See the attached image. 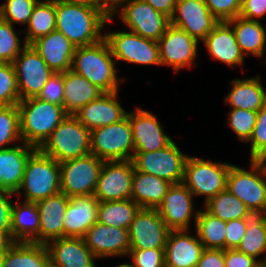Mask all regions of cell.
I'll use <instances>...</instances> for the list:
<instances>
[{"instance_id": "6da1fadb", "label": "cell", "mask_w": 266, "mask_h": 267, "mask_svg": "<svg viewBox=\"0 0 266 267\" xmlns=\"http://www.w3.org/2000/svg\"><path fill=\"white\" fill-rule=\"evenodd\" d=\"M55 29L76 47L90 46L104 38L103 26L113 21L103 6H82L55 1Z\"/></svg>"}, {"instance_id": "7a4b0ae2", "label": "cell", "mask_w": 266, "mask_h": 267, "mask_svg": "<svg viewBox=\"0 0 266 267\" xmlns=\"http://www.w3.org/2000/svg\"><path fill=\"white\" fill-rule=\"evenodd\" d=\"M116 60L112 55L108 42L103 38L100 42L76 47L71 69L83 76L104 93L117 92L120 81L116 71Z\"/></svg>"}, {"instance_id": "3957f363", "label": "cell", "mask_w": 266, "mask_h": 267, "mask_svg": "<svg viewBox=\"0 0 266 267\" xmlns=\"http://www.w3.org/2000/svg\"><path fill=\"white\" fill-rule=\"evenodd\" d=\"M21 142L39 149L68 116L63 106L37 97L18 104Z\"/></svg>"}, {"instance_id": "277c9868", "label": "cell", "mask_w": 266, "mask_h": 267, "mask_svg": "<svg viewBox=\"0 0 266 267\" xmlns=\"http://www.w3.org/2000/svg\"><path fill=\"white\" fill-rule=\"evenodd\" d=\"M226 189L241 200L252 214L266 215V162L250 160L248 171L231 165Z\"/></svg>"}, {"instance_id": "5b68a950", "label": "cell", "mask_w": 266, "mask_h": 267, "mask_svg": "<svg viewBox=\"0 0 266 267\" xmlns=\"http://www.w3.org/2000/svg\"><path fill=\"white\" fill-rule=\"evenodd\" d=\"M60 180V164L37 149L27 161L22 183L15 194L20 197L23 188L24 201L38 202L58 194Z\"/></svg>"}, {"instance_id": "8992f818", "label": "cell", "mask_w": 266, "mask_h": 267, "mask_svg": "<svg viewBox=\"0 0 266 267\" xmlns=\"http://www.w3.org/2000/svg\"><path fill=\"white\" fill-rule=\"evenodd\" d=\"M58 163L91 153L90 131L74 115H68L39 148Z\"/></svg>"}, {"instance_id": "52a82bcc", "label": "cell", "mask_w": 266, "mask_h": 267, "mask_svg": "<svg viewBox=\"0 0 266 267\" xmlns=\"http://www.w3.org/2000/svg\"><path fill=\"white\" fill-rule=\"evenodd\" d=\"M232 164L188 156L182 183L193 196H204L205 203L226 190L227 176Z\"/></svg>"}, {"instance_id": "ba28073f", "label": "cell", "mask_w": 266, "mask_h": 267, "mask_svg": "<svg viewBox=\"0 0 266 267\" xmlns=\"http://www.w3.org/2000/svg\"><path fill=\"white\" fill-rule=\"evenodd\" d=\"M90 140L91 154L103 161H127L133 158V133L127 116L118 123L93 129L90 131Z\"/></svg>"}, {"instance_id": "9c48e42d", "label": "cell", "mask_w": 266, "mask_h": 267, "mask_svg": "<svg viewBox=\"0 0 266 267\" xmlns=\"http://www.w3.org/2000/svg\"><path fill=\"white\" fill-rule=\"evenodd\" d=\"M117 12L131 32L156 42L170 25V19L167 16L143 0L121 1L110 11V17L113 19Z\"/></svg>"}, {"instance_id": "30bf717a", "label": "cell", "mask_w": 266, "mask_h": 267, "mask_svg": "<svg viewBox=\"0 0 266 267\" xmlns=\"http://www.w3.org/2000/svg\"><path fill=\"white\" fill-rule=\"evenodd\" d=\"M103 160L93 154L62 161L60 192L67 197L94 195Z\"/></svg>"}, {"instance_id": "8fae6325", "label": "cell", "mask_w": 266, "mask_h": 267, "mask_svg": "<svg viewBox=\"0 0 266 267\" xmlns=\"http://www.w3.org/2000/svg\"><path fill=\"white\" fill-rule=\"evenodd\" d=\"M187 157L172 141L168 146L154 152L134 153L132 162L136 171L154 175L172 184H180Z\"/></svg>"}, {"instance_id": "7c38bea8", "label": "cell", "mask_w": 266, "mask_h": 267, "mask_svg": "<svg viewBox=\"0 0 266 267\" xmlns=\"http://www.w3.org/2000/svg\"><path fill=\"white\" fill-rule=\"evenodd\" d=\"M104 39L108 42L116 63L122 60L134 64L161 65L156 41L131 31H109L104 33Z\"/></svg>"}, {"instance_id": "4fadbf2b", "label": "cell", "mask_w": 266, "mask_h": 267, "mask_svg": "<svg viewBox=\"0 0 266 267\" xmlns=\"http://www.w3.org/2000/svg\"><path fill=\"white\" fill-rule=\"evenodd\" d=\"M20 101L37 97L54 73L32 45H25L13 61Z\"/></svg>"}, {"instance_id": "5bb4252c", "label": "cell", "mask_w": 266, "mask_h": 267, "mask_svg": "<svg viewBox=\"0 0 266 267\" xmlns=\"http://www.w3.org/2000/svg\"><path fill=\"white\" fill-rule=\"evenodd\" d=\"M133 173L132 160L104 161L94 197L99 202L131 199Z\"/></svg>"}, {"instance_id": "9a60e30c", "label": "cell", "mask_w": 266, "mask_h": 267, "mask_svg": "<svg viewBox=\"0 0 266 267\" xmlns=\"http://www.w3.org/2000/svg\"><path fill=\"white\" fill-rule=\"evenodd\" d=\"M157 43L162 66H172L176 73L181 68L197 66L194 60L198 55L199 41L185 31L170 24Z\"/></svg>"}, {"instance_id": "2e32d148", "label": "cell", "mask_w": 266, "mask_h": 267, "mask_svg": "<svg viewBox=\"0 0 266 267\" xmlns=\"http://www.w3.org/2000/svg\"><path fill=\"white\" fill-rule=\"evenodd\" d=\"M169 232L157 209H140L128 228L130 249L165 248Z\"/></svg>"}, {"instance_id": "e0dca14e", "label": "cell", "mask_w": 266, "mask_h": 267, "mask_svg": "<svg viewBox=\"0 0 266 267\" xmlns=\"http://www.w3.org/2000/svg\"><path fill=\"white\" fill-rule=\"evenodd\" d=\"M219 21L204 0H177L170 24L203 41Z\"/></svg>"}, {"instance_id": "ac0fdd59", "label": "cell", "mask_w": 266, "mask_h": 267, "mask_svg": "<svg viewBox=\"0 0 266 267\" xmlns=\"http://www.w3.org/2000/svg\"><path fill=\"white\" fill-rule=\"evenodd\" d=\"M126 116L132 127L134 153L154 152L173 141L153 113L138 107Z\"/></svg>"}, {"instance_id": "d6986e66", "label": "cell", "mask_w": 266, "mask_h": 267, "mask_svg": "<svg viewBox=\"0 0 266 267\" xmlns=\"http://www.w3.org/2000/svg\"><path fill=\"white\" fill-rule=\"evenodd\" d=\"M193 194L183 184H172L157 208L160 217L170 230H190L191 219L196 222L199 210L194 212Z\"/></svg>"}, {"instance_id": "ffe728a7", "label": "cell", "mask_w": 266, "mask_h": 267, "mask_svg": "<svg viewBox=\"0 0 266 267\" xmlns=\"http://www.w3.org/2000/svg\"><path fill=\"white\" fill-rule=\"evenodd\" d=\"M89 250L99 259L127 256L130 250L128 229L96 222L83 237Z\"/></svg>"}, {"instance_id": "44dd1931", "label": "cell", "mask_w": 266, "mask_h": 267, "mask_svg": "<svg viewBox=\"0 0 266 267\" xmlns=\"http://www.w3.org/2000/svg\"><path fill=\"white\" fill-rule=\"evenodd\" d=\"M103 93L83 106L74 116L89 131L115 124L124 119L127 111L118 102V93Z\"/></svg>"}, {"instance_id": "7402d4cb", "label": "cell", "mask_w": 266, "mask_h": 267, "mask_svg": "<svg viewBox=\"0 0 266 267\" xmlns=\"http://www.w3.org/2000/svg\"><path fill=\"white\" fill-rule=\"evenodd\" d=\"M170 230L164 249L165 267H196L204 250L196 232Z\"/></svg>"}, {"instance_id": "603a6c76", "label": "cell", "mask_w": 266, "mask_h": 267, "mask_svg": "<svg viewBox=\"0 0 266 267\" xmlns=\"http://www.w3.org/2000/svg\"><path fill=\"white\" fill-rule=\"evenodd\" d=\"M45 245L49 260L59 267H97L95 261L98 258L89 250L83 238L61 237Z\"/></svg>"}, {"instance_id": "cb8c5ba5", "label": "cell", "mask_w": 266, "mask_h": 267, "mask_svg": "<svg viewBox=\"0 0 266 267\" xmlns=\"http://www.w3.org/2000/svg\"><path fill=\"white\" fill-rule=\"evenodd\" d=\"M98 203L94 195L70 197L63 220L64 237L83 238L97 222Z\"/></svg>"}, {"instance_id": "d4e9b609", "label": "cell", "mask_w": 266, "mask_h": 267, "mask_svg": "<svg viewBox=\"0 0 266 267\" xmlns=\"http://www.w3.org/2000/svg\"><path fill=\"white\" fill-rule=\"evenodd\" d=\"M31 45L54 73L71 69L76 46L60 31L55 29Z\"/></svg>"}, {"instance_id": "484cf974", "label": "cell", "mask_w": 266, "mask_h": 267, "mask_svg": "<svg viewBox=\"0 0 266 267\" xmlns=\"http://www.w3.org/2000/svg\"><path fill=\"white\" fill-rule=\"evenodd\" d=\"M0 150V189L16 193L23 180L29 157L37 148L22 142Z\"/></svg>"}, {"instance_id": "4316f807", "label": "cell", "mask_w": 266, "mask_h": 267, "mask_svg": "<svg viewBox=\"0 0 266 267\" xmlns=\"http://www.w3.org/2000/svg\"><path fill=\"white\" fill-rule=\"evenodd\" d=\"M202 42L212 59L224 62L230 67L243 65L244 55L228 22H219Z\"/></svg>"}, {"instance_id": "83f0119b", "label": "cell", "mask_w": 266, "mask_h": 267, "mask_svg": "<svg viewBox=\"0 0 266 267\" xmlns=\"http://www.w3.org/2000/svg\"><path fill=\"white\" fill-rule=\"evenodd\" d=\"M68 203L69 197L61 192L36 202L40 216V244L64 237L63 220Z\"/></svg>"}, {"instance_id": "f1b7e54d", "label": "cell", "mask_w": 266, "mask_h": 267, "mask_svg": "<svg viewBox=\"0 0 266 267\" xmlns=\"http://www.w3.org/2000/svg\"><path fill=\"white\" fill-rule=\"evenodd\" d=\"M40 216L36 202L13 203L10 239L12 242L39 243Z\"/></svg>"}, {"instance_id": "f546056e", "label": "cell", "mask_w": 266, "mask_h": 267, "mask_svg": "<svg viewBox=\"0 0 266 267\" xmlns=\"http://www.w3.org/2000/svg\"><path fill=\"white\" fill-rule=\"evenodd\" d=\"M229 94L224 98L231 109L258 112L266 104V91L260 75L247 79H234Z\"/></svg>"}, {"instance_id": "4dcf8cb0", "label": "cell", "mask_w": 266, "mask_h": 267, "mask_svg": "<svg viewBox=\"0 0 266 267\" xmlns=\"http://www.w3.org/2000/svg\"><path fill=\"white\" fill-rule=\"evenodd\" d=\"M171 186L172 183L165 179L134 169L131 199L141 209H157Z\"/></svg>"}, {"instance_id": "1f68e13d", "label": "cell", "mask_w": 266, "mask_h": 267, "mask_svg": "<svg viewBox=\"0 0 266 267\" xmlns=\"http://www.w3.org/2000/svg\"><path fill=\"white\" fill-rule=\"evenodd\" d=\"M103 93L96 85L72 70L64 72L63 107L68 115L76 114Z\"/></svg>"}, {"instance_id": "d6a6232c", "label": "cell", "mask_w": 266, "mask_h": 267, "mask_svg": "<svg viewBox=\"0 0 266 267\" xmlns=\"http://www.w3.org/2000/svg\"><path fill=\"white\" fill-rule=\"evenodd\" d=\"M232 26L242 54L262 58L265 52L266 31L260 21L247 20L240 16L228 21Z\"/></svg>"}, {"instance_id": "836d02e7", "label": "cell", "mask_w": 266, "mask_h": 267, "mask_svg": "<svg viewBox=\"0 0 266 267\" xmlns=\"http://www.w3.org/2000/svg\"><path fill=\"white\" fill-rule=\"evenodd\" d=\"M49 253L45 244L13 242L2 254V267H45Z\"/></svg>"}, {"instance_id": "e575fe53", "label": "cell", "mask_w": 266, "mask_h": 267, "mask_svg": "<svg viewBox=\"0 0 266 267\" xmlns=\"http://www.w3.org/2000/svg\"><path fill=\"white\" fill-rule=\"evenodd\" d=\"M55 25V0H39L34 6L27 23L24 43L31 45L37 39L53 32L55 30Z\"/></svg>"}, {"instance_id": "d590c367", "label": "cell", "mask_w": 266, "mask_h": 267, "mask_svg": "<svg viewBox=\"0 0 266 267\" xmlns=\"http://www.w3.org/2000/svg\"><path fill=\"white\" fill-rule=\"evenodd\" d=\"M141 207L132 199L98 203L97 222L128 229Z\"/></svg>"}, {"instance_id": "8d00e7d4", "label": "cell", "mask_w": 266, "mask_h": 267, "mask_svg": "<svg viewBox=\"0 0 266 267\" xmlns=\"http://www.w3.org/2000/svg\"><path fill=\"white\" fill-rule=\"evenodd\" d=\"M204 206L207 213L226 222L234 219L251 218L254 215L241 200L227 189L208 200Z\"/></svg>"}, {"instance_id": "74e56055", "label": "cell", "mask_w": 266, "mask_h": 267, "mask_svg": "<svg viewBox=\"0 0 266 267\" xmlns=\"http://www.w3.org/2000/svg\"><path fill=\"white\" fill-rule=\"evenodd\" d=\"M196 234L204 249H225L226 221L199 210L194 224Z\"/></svg>"}, {"instance_id": "f35d334b", "label": "cell", "mask_w": 266, "mask_h": 267, "mask_svg": "<svg viewBox=\"0 0 266 267\" xmlns=\"http://www.w3.org/2000/svg\"><path fill=\"white\" fill-rule=\"evenodd\" d=\"M266 215H253L248 220L245 235L241 239L237 250L258 260L266 255ZM258 257V258H257Z\"/></svg>"}, {"instance_id": "ab89813d", "label": "cell", "mask_w": 266, "mask_h": 267, "mask_svg": "<svg viewBox=\"0 0 266 267\" xmlns=\"http://www.w3.org/2000/svg\"><path fill=\"white\" fill-rule=\"evenodd\" d=\"M20 122L18 105L0 106V150L16 146L20 142ZM7 146V147H5Z\"/></svg>"}, {"instance_id": "60d3db41", "label": "cell", "mask_w": 266, "mask_h": 267, "mask_svg": "<svg viewBox=\"0 0 266 267\" xmlns=\"http://www.w3.org/2000/svg\"><path fill=\"white\" fill-rule=\"evenodd\" d=\"M21 39L14 30V26L0 18V63H13L22 51Z\"/></svg>"}, {"instance_id": "b9f144b4", "label": "cell", "mask_w": 266, "mask_h": 267, "mask_svg": "<svg viewBox=\"0 0 266 267\" xmlns=\"http://www.w3.org/2000/svg\"><path fill=\"white\" fill-rule=\"evenodd\" d=\"M39 0H7L0 5V18L8 23L27 25L34 6Z\"/></svg>"}, {"instance_id": "7bdbcfd3", "label": "cell", "mask_w": 266, "mask_h": 267, "mask_svg": "<svg viewBox=\"0 0 266 267\" xmlns=\"http://www.w3.org/2000/svg\"><path fill=\"white\" fill-rule=\"evenodd\" d=\"M19 102L14 66L12 63H0V106L17 105Z\"/></svg>"}, {"instance_id": "ee69618b", "label": "cell", "mask_w": 266, "mask_h": 267, "mask_svg": "<svg viewBox=\"0 0 266 267\" xmlns=\"http://www.w3.org/2000/svg\"><path fill=\"white\" fill-rule=\"evenodd\" d=\"M228 126L241 141L248 142L257 120V112L231 109L228 113Z\"/></svg>"}, {"instance_id": "f6af8a7d", "label": "cell", "mask_w": 266, "mask_h": 267, "mask_svg": "<svg viewBox=\"0 0 266 267\" xmlns=\"http://www.w3.org/2000/svg\"><path fill=\"white\" fill-rule=\"evenodd\" d=\"M251 142L250 160H263L266 157V104L257 112V120Z\"/></svg>"}, {"instance_id": "bcb514c9", "label": "cell", "mask_w": 266, "mask_h": 267, "mask_svg": "<svg viewBox=\"0 0 266 267\" xmlns=\"http://www.w3.org/2000/svg\"><path fill=\"white\" fill-rule=\"evenodd\" d=\"M164 249H130L127 256L134 267H165Z\"/></svg>"}, {"instance_id": "7dc6e473", "label": "cell", "mask_w": 266, "mask_h": 267, "mask_svg": "<svg viewBox=\"0 0 266 267\" xmlns=\"http://www.w3.org/2000/svg\"><path fill=\"white\" fill-rule=\"evenodd\" d=\"M211 14L219 22H228L239 16L242 0H204Z\"/></svg>"}, {"instance_id": "c3c4849f", "label": "cell", "mask_w": 266, "mask_h": 267, "mask_svg": "<svg viewBox=\"0 0 266 267\" xmlns=\"http://www.w3.org/2000/svg\"><path fill=\"white\" fill-rule=\"evenodd\" d=\"M37 98L63 106L64 73H52Z\"/></svg>"}, {"instance_id": "681fc988", "label": "cell", "mask_w": 266, "mask_h": 267, "mask_svg": "<svg viewBox=\"0 0 266 267\" xmlns=\"http://www.w3.org/2000/svg\"><path fill=\"white\" fill-rule=\"evenodd\" d=\"M250 218L234 219L226 222L225 250L237 249L245 235Z\"/></svg>"}, {"instance_id": "f907efd6", "label": "cell", "mask_w": 266, "mask_h": 267, "mask_svg": "<svg viewBox=\"0 0 266 267\" xmlns=\"http://www.w3.org/2000/svg\"><path fill=\"white\" fill-rule=\"evenodd\" d=\"M15 193L0 189V232L5 233L10 238L11 214L13 201L10 198Z\"/></svg>"}, {"instance_id": "816d5d0a", "label": "cell", "mask_w": 266, "mask_h": 267, "mask_svg": "<svg viewBox=\"0 0 266 267\" xmlns=\"http://www.w3.org/2000/svg\"><path fill=\"white\" fill-rule=\"evenodd\" d=\"M225 267H263L255 258L237 249H228L224 253Z\"/></svg>"}, {"instance_id": "f5cc1de1", "label": "cell", "mask_w": 266, "mask_h": 267, "mask_svg": "<svg viewBox=\"0 0 266 267\" xmlns=\"http://www.w3.org/2000/svg\"><path fill=\"white\" fill-rule=\"evenodd\" d=\"M266 14V0H242L239 16L247 20L259 21Z\"/></svg>"}, {"instance_id": "db71d44e", "label": "cell", "mask_w": 266, "mask_h": 267, "mask_svg": "<svg viewBox=\"0 0 266 267\" xmlns=\"http://www.w3.org/2000/svg\"><path fill=\"white\" fill-rule=\"evenodd\" d=\"M225 249H204L196 267H225Z\"/></svg>"}, {"instance_id": "11a10c76", "label": "cell", "mask_w": 266, "mask_h": 267, "mask_svg": "<svg viewBox=\"0 0 266 267\" xmlns=\"http://www.w3.org/2000/svg\"><path fill=\"white\" fill-rule=\"evenodd\" d=\"M147 2L152 8L164 14L169 19L172 18L177 0H143Z\"/></svg>"}, {"instance_id": "9f6ffc18", "label": "cell", "mask_w": 266, "mask_h": 267, "mask_svg": "<svg viewBox=\"0 0 266 267\" xmlns=\"http://www.w3.org/2000/svg\"><path fill=\"white\" fill-rule=\"evenodd\" d=\"M59 2L82 5V6H102L98 0H55Z\"/></svg>"}, {"instance_id": "6f0895ef", "label": "cell", "mask_w": 266, "mask_h": 267, "mask_svg": "<svg viewBox=\"0 0 266 267\" xmlns=\"http://www.w3.org/2000/svg\"><path fill=\"white\" fill-rule=\"evenodd\" d=\"M12 243V240L5 233L0 232V254H3Z\"/></svg>"}, {"instance_id": "680465c9", "label": "cell", "mask_w": 266, "mask_h": 267, "mask_svg": "<svg viewBox=\"0 0 266 267\" xmlns=\"http://www.w3.org/2000/svg\"><path fill=\"white\" fill-rule=\"evenodd\" d=\"M121 1L124 0H105V9L110 13Z\"/></svg>"}, {"instance_id": "91938a15", "label": "cell", "mask_w": 266, "mask_h": 267, "mask_svg": "<svg viewBox=\"0 0 266 267\" xmlns=\"http://www.w3.org/2000/svg\"><path fill=\"white\" fill-rule=\"evenodd\" d=\"M116 267H134V266L132 265V263L131 264L130 263L129 264L128 263H122Z\"/></svg>"}, {"instance_id": "94428289", "label": "cell", "mask_w": 266, "mask_h": 267, "mask_svg": "<svg viewBox=\"0 0 266 267\" xmlns=\"http://www.w3.org/2000/svg\"><path fill=\"white\" fill-rule=\"evenodd\" d=\"M45 267H59L55 264H53L50 260L47 262V264L45 265Z\"/></svg>"}, {"instance_id": "6125c7cd", "label": "cell", "mask_w": 266, "mask_h": 267, "mask_svg": "<svg viewBox=\"0 0 266 267\" xmlns=\"http://www.w3.org/2000/svg\"><path fill=\"white\" fill-rule=\"evenodd\" d=\"M98 1L105 8V0H98Z\"/></svg>"}, {"instance_id": "be15d7a7", "label": "cell", "mask_w": 266, "mask_h": 267, "mask_svg": "<svg viewBox=\"0 0 266 267\" xmlns=\"http://www.w3.org/2000/svg\"><path fill=\"white\" fill-rule=\"evenodd\" d=\"M266 249V248H265ZM265 258H266V256H264ZM262 259V265L264 266V265H266V259Z\"/></svg>"}, {"instance_id": "e7e4bbea", "label": "cell", "mask_w": 266, "mask_h": 267, "mask_svg": "<svg viewBox=\"0 0 266 267\" xmlns=\"http://www.w3.org/2000/svg\"><path fill=\"white\" fill-rule=\"evenodd\" d=\"M0 267H2V254H0Z\"/></svg>"}]
</instances>
